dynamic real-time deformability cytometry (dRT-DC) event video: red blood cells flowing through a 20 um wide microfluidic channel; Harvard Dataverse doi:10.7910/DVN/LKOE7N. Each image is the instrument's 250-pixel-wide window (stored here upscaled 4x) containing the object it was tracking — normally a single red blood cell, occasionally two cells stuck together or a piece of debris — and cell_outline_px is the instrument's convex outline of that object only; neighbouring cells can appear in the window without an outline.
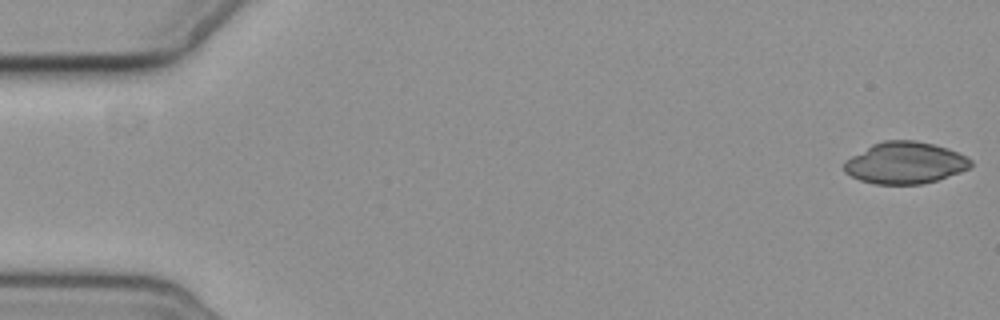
{"species": "common noctule bat (a hibernating species)", "species_latin": "Nyctalus noctula", "temperature_condition": "cold", "stored_images_in_passage": 4, "camera_frame_rate_fps": 3000, "um_per_image_px": 0.085, "animal": {"sex": "female", "body_mass_g": 19.3, "forearm_length_mm": 54.1}, "frame": {"image": 1, "passage_image": 1, "time_ms": 0.0, "image_size_px": [1000, 320], "cell_outline_px": [[972, 168], [924, 184], [876, 184], [860, 180], [844, 172], [844, 160], [872, 144], [884, 140], [916, 140], [936, 144], [948, 148], [972, 160]], "centroid_in_image_um": [76.93, 13.84], "position_along_channel_um": 8.1, "area_um2": 30.92}}